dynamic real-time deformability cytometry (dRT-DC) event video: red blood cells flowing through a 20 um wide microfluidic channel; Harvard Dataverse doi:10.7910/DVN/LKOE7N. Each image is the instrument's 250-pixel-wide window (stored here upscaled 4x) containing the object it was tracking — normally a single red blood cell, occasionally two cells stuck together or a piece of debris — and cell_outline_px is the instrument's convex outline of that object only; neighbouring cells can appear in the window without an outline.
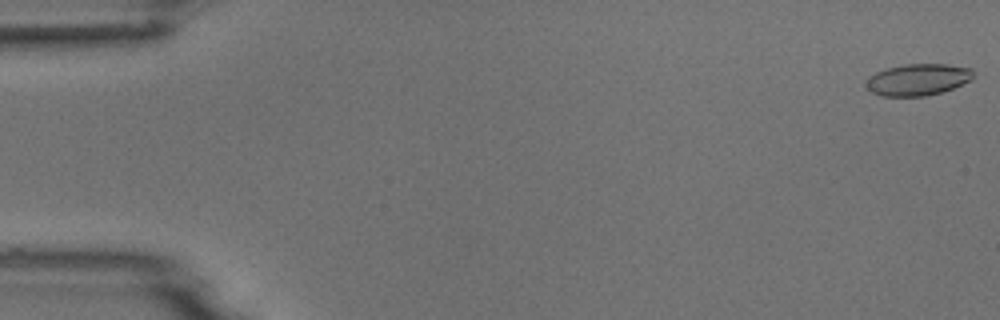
{"species": "common noctule bat (a hibernating species)", "species_latin": "Nyctalus noctula", "temperature_condition": "room temperature", "stored_images_in_passage": 6, "camera_frame_rate_fps": 3000, "um_per_image_px": 0.085, "animal": {"sex": "male", "body_mass_g": 18.8}, "frame": {"image": 1, "passage_image": 1, "time_ms": 0.0, "image_size_px": [1000, 320], "cell_outline_px": [[972, 80], [952, 88], [940, 92], [924, 96], [880, 96], [872, 92], [864, 84], [864, 80], [868, 76], [876, 72], [888, 68], [904, 64], [948, 64], [972, 68]], "centroid_in_image_um": [77.98, 6.76], "position_along_channel_um": 7.0, "area_um2": 19.83}}
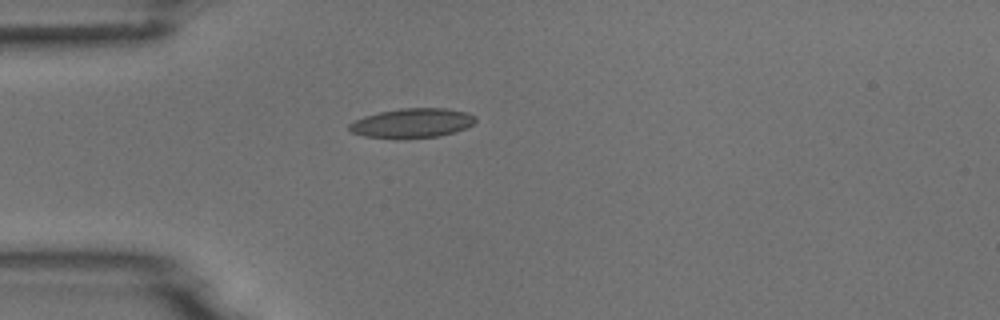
{"frame": {"image": 2, "passage_image": 5, "time_ms": 4.667, "image_size_px": [1000, 320], "cell_outline_px": [[476, 120], [472, 124], [464, 128], [440, 136], [408, 140], [396, 140], [364, 136], [352, 132], [348, 128], [348, 124], [364, 116], [380, 112], [400, 108], [444, 108], [468, 112], [476, 116]], "centroid_in_image_um": [35.01, 10.49], "position_along_channel_um": 50.0, "area_um2": 22.08}}